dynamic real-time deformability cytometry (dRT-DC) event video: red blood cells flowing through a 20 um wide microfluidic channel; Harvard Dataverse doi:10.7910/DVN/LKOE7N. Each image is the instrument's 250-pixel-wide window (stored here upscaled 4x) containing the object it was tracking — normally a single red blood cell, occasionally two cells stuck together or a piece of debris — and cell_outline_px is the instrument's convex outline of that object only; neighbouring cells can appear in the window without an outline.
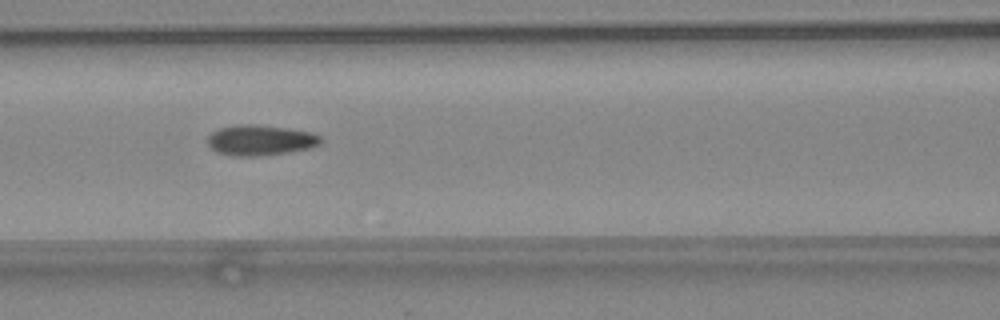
{"species": "common noctule bat (a hibernating species)", "species_latin": "Nyctalus noctula", "temperature_condition": "warm", "stored_images_in_passage": 32, "camera_frame_rate_fps": 3000, "um_per_image_px": 0.085, "animal": {"sex": "female", "body_mass_g": 24.6, "forearm_length_mm": 56.2}, "frame": {"image": 1, "passage_image": 6, "time_ms": 1.667, "image_size_px": [1000, 320], "cell_outline_px": [[320, 144], [308, 148], [284, 152], [256, 156], [240, 156], [216, 152], [208, 144], [208, 136], [212, 132], [220, 128], [236, 124], [256, 124], [288, 128], [312, 132], [320, 136]], "centroid_in_image_um": [22.1, 11.89], "position_along_channel_um": 144.5, "area_um2": 19.83}}
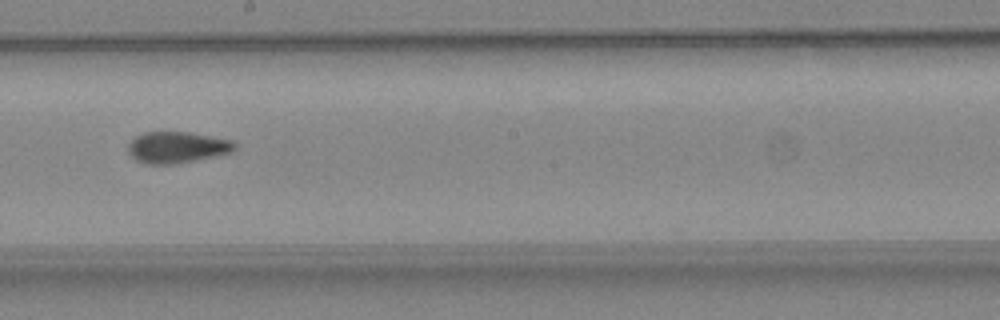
{"frame": {"image": 2, "passage_image": 12, "time_ms": 3.667, "image_size_px": [1000, 320], "cell_outline_px": [[236, 148], [232, 152], [176, 164], [144, 164], [136, 160], [128, 152], [128, 144], [136, 136], [144, 132], [188, 132], [232, 140], [236, 144]], "centroid_in_image_um": [15.03, 12.52], "position_along_channel_um": 233.2, "area_um2": 19.42}}
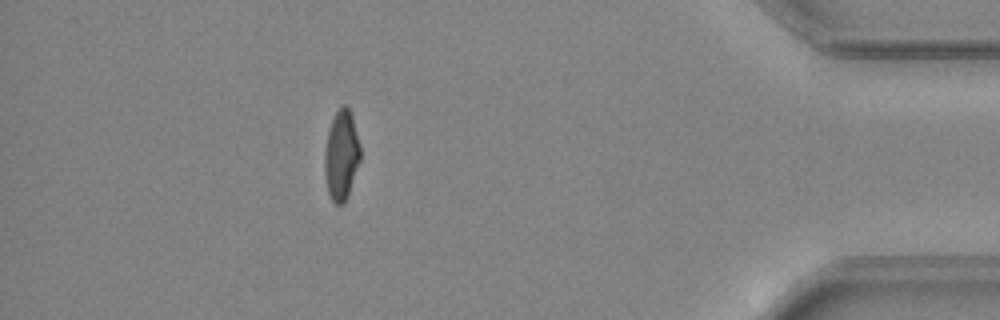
{"frame": {"image": 3, "passage_image": 27, "time_ms": 8.667, "image_size_px": [1000, 320], "cell_outline_px": [[360, 160], [348, 196], [344, 204], [336, 204], [332, 200], [328, 192], [324, 176], [324, 152], [328, 128], [336, 112], [344, 104], [348, 108], [352, 116], [360, 144]], "centroid_in_image_um": [29.0, 13.22], "position_along_channel_um": 406.2, "area_um2": 18.79}, "authors_computed_cell_mechanics": {"area_um2": 19.4497, "velocity_mm_per_s": 4.4437, "shape_relaxation_time_tau1_ms": null, "shape_relaxation_time_tau2_ms": 1.9556, "deformation_change_tau1": null, "deformation_change_tau2": 0.0779}}